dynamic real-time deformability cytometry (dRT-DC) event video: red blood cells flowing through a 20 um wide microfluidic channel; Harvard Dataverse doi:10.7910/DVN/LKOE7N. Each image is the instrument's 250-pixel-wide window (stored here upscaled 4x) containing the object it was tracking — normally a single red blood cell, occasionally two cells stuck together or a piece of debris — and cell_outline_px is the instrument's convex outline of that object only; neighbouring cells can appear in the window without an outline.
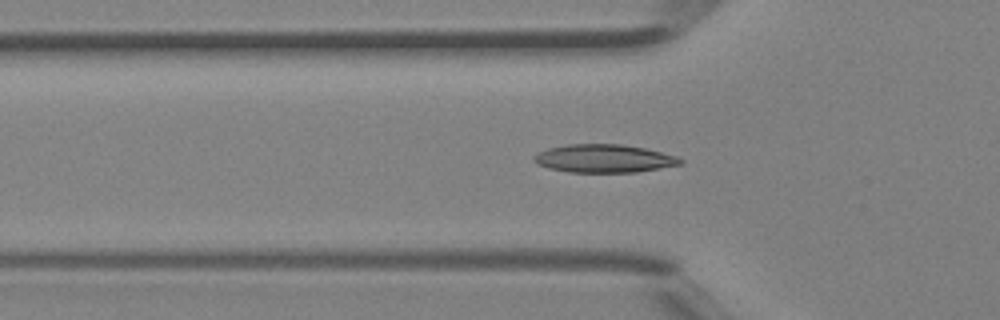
{"species": "Egyptian fruit bat (a non-hibernating species)", "species_latin": "Rousettus aegyptiacus", "temperature_condition": "room temperature", "stored_images_in_passage": 34, "camera_frame_rate_fps": 3000, "um_per_image_px": 0.085, "animal": {"sex": "female"}, "frame": {"image": 1, "passage_image": 7, "time_ms": 2.0, "image_size_px": [1000, 320], "cell_outline_px": [[684, 164], [636, 172], [568, 172], [548, 168], [536, 164], [532, 160], [532, 156], [548, 148], [568, 144], [620, 144], [644, 148], [676, 156], [684, 160]], "centroid_in_image_um": [51.32, 13.48], "position_along_channel_um": 74.5, "area_um2": 24.04}}
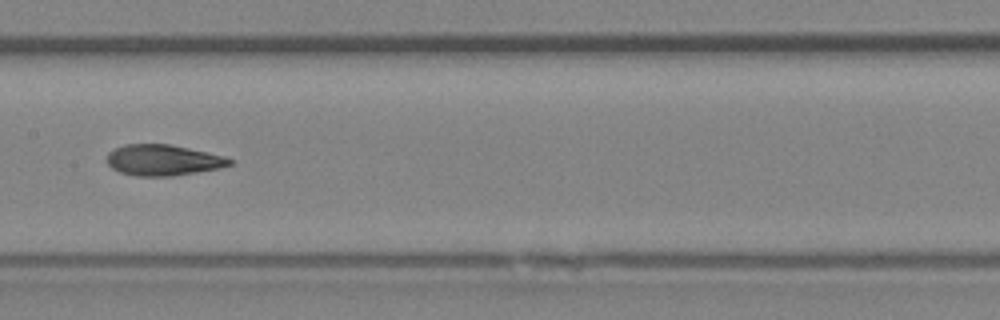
{"frame": {"image": 2, "passage_image": 15, "time_ms": 4.667, "image_size_px": [1000, 320], "cell_outline_px": [[232, 164], [216, 168], [196, 172], [172, 176], [136, 176], [120, 172], [112, 168], [108, 164], [108, 152], [124, 144], [168, 144], [188, 148], [224, 156], [232, 160]], "centroid_in_image_um": [13.83, 13.61], "position_along_channel_um": 193.6, "area_um2": 21.79}}
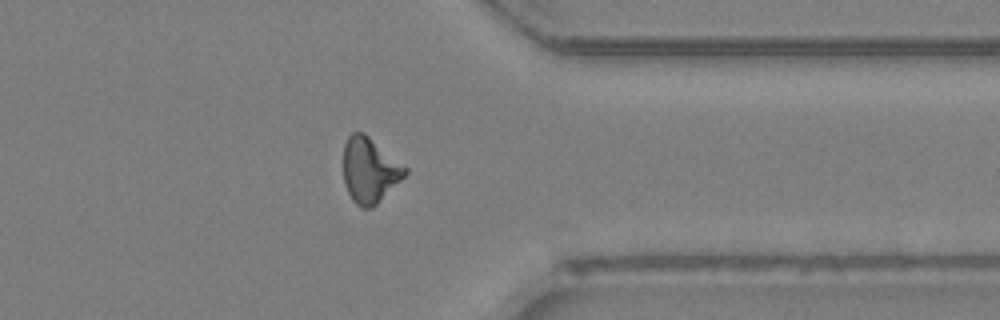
{"frame": {"image": 3, "passage_image": 28, "time_ms": 9.0, "image_size_px": [1000, 320], "cell_outline_px": [[408, 172], [372, 208], [360, 208], [352, 200], [344, 184], [344, 144], [348, 136], [352, 132], [364, 132], [408, 168]], "centroid_in_image_um": [31.4, 14.46], "position_along_channel_um": 380.0, "area_um2": 23.29}, "authors_computed_cell_mechanics": {"area_um2": 22.2819, "velocity_mm_per_s": 4.4696, "shape_relaxation_time_tau1_ms": 5.1523, "shape_relaxation_time_tau2_ms": 3.1895, "deformation_change_tau1": 0.1631, "deformation_change_tau2": 0.1013}}